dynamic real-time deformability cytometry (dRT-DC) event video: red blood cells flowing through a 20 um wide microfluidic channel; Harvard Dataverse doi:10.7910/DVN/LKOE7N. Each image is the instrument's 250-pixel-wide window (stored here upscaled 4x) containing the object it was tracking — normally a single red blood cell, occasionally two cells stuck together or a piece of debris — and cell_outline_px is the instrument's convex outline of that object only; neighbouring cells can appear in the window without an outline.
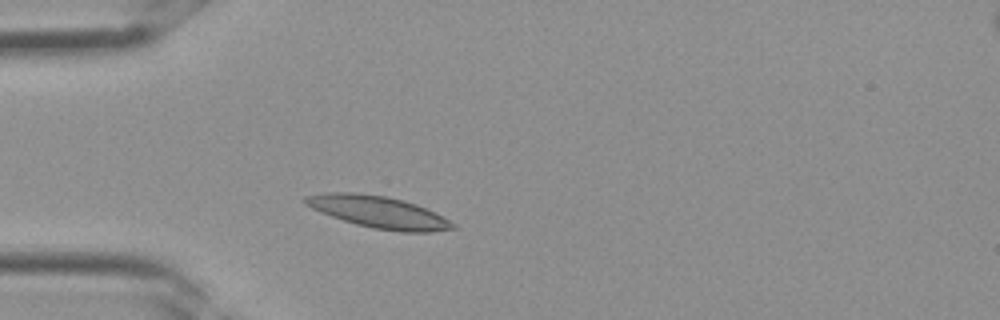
{"species": "Egyptian fruit bat (a non-hibernating species)", "species_latin": "Rousettus aegyptiacus", "temperature_condition": "room temperature", "stored_images_in_passage": 2, "camera_frame_rate_fps": 3000, "um_per_image_px": 0.085, "frame": {"image": 1, "passage_image": 2, "time_ms": 0.333, "image_size_px": [1000, 320], "cell_outline_px": [[456, 228], [432, 232], [404, 232], [372, 228], [356, 224], [320, 212], [304, 204], [304, 196], [328, 192], [356, 192], [388, 196], [416, 204], [456, 224]], "centroid_in_image_um": [32.14, 18.01], "position_along_channel_um": 52.9, "area_um2": 27.22}}